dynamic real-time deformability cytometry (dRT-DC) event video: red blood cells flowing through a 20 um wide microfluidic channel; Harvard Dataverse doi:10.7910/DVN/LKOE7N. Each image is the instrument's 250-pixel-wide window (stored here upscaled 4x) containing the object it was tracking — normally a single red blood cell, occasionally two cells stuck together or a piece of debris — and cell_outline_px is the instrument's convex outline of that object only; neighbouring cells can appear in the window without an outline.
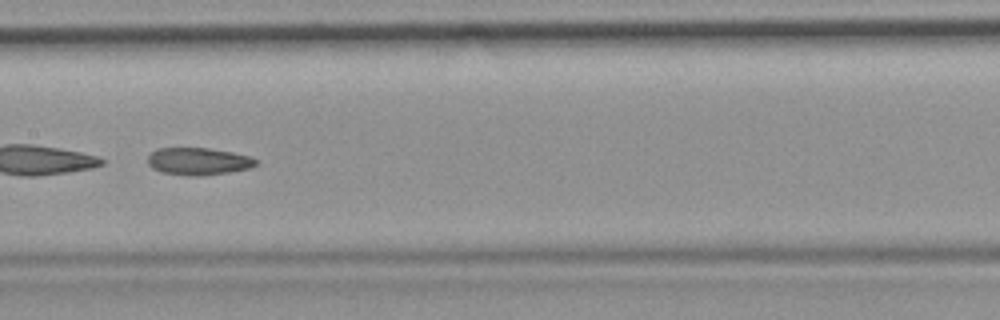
{"species": "common noctule bat (a hibernating species)", "species_latin": "Nyctalus noctula", "temperature_condition": "room temperature", "stored_images_in_passage": 37, "camera_frame_rate_fps": 3000, "um_per_image_px": 0.085, "animal": {"sex": "female", "body_mass_g": 19.9}, "frame": {"image": 1, "passage_image": 16, "time_ms": 5.0, "image_size_px": [1000, 320], "cell_outline_px": [[256, 164], [248, 168], [228, 172], [200, 176], [188, 176], [160, 172], [152, 168], [148, 164], [148, 156], [156, 148], [208, 148], [232, 152], [248, 156], [256, 160]], "centroid_in_image_um": [16.8, 13.71], "position_along_channel_um": 190.6, "area_um2": 17.11}, "authors_computed_cell_mechanics": {"area_um2": 17.918, "velocity_mm_per_s": 3.9735, "shape_relaxation_time_tau1_ms": null, "shape_relaxation_time_tau2_ms": 3.8975, "deformation_change_tau1": null, "deformation_change_tau2": 0.1078}}